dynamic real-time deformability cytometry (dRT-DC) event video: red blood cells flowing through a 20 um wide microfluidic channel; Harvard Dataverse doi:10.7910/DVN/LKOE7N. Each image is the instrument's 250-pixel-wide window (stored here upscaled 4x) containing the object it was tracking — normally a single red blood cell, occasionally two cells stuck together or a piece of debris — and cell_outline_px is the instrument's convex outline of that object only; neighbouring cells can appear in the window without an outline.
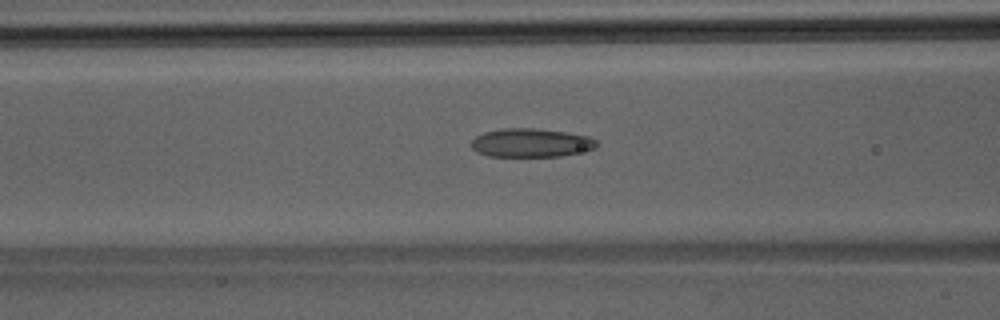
{"species": "Egyptian fruit bat (a non-hibernating species)", "species_latin": "Rousettus aegyptiacus", "temperature_condition": "room temperature", "stored_images_in_passage": 33, "camera_frame_rate_fps": 3000, "um_per_image_px": 0.085, "animal": {"sex": "male"}, "frame": {"image": 1, "passage_image": 7, "time_ms": 2.0, "image_size_px": [1000, 320], "cell_outline_px": [[600, 144], [596, 148], [560, 156], [488, 156], [476, 152], [472, 148], [472, 140], [476, 136], [484, 132], [504, 128], [532, 128], [564, 132], [588, 136], [596, 140]], "centroid_in_image_um": [45.13, 12.14], "position_along_channel_um": 121.5, "area_um2": 20.81}}
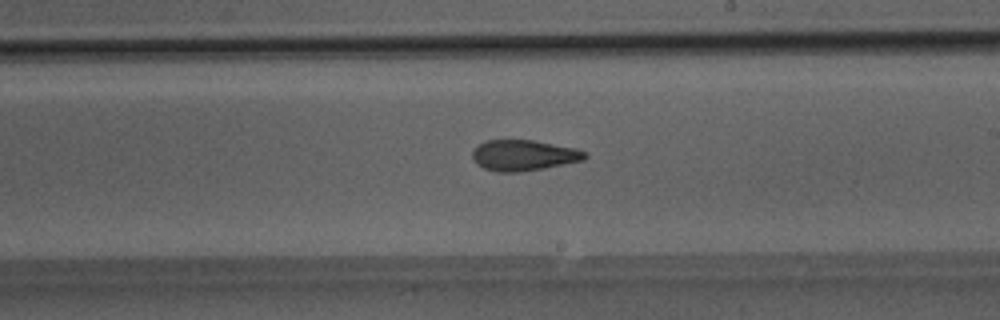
{"frame": {"image": 2, "passage_image": 15, "time_ms": 4.667, "image_size_px": [1000, 320], "cell_outline_px": [[588, 156], [584, 160], [544, 168], [520, 172], [496, 172], [484, 168], [476, 164], [472, 156], [472, 152], [480, 144], [488, 140], [532, 140], [576, 148], [588, 152]], "centroid_in_image_um": [44.54, 13.21], "position_along_channel_um": 244.5, "area_um2": 20.17}}
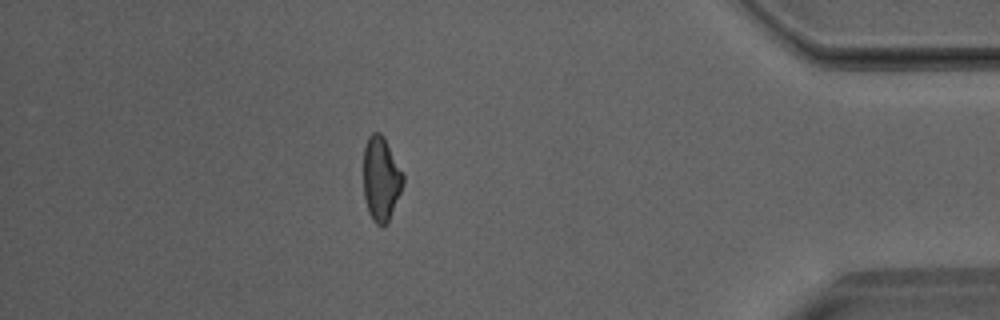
{"frame": {"image": 3, "passage_image": 28, "time_ms": 9.0, "image_size_px": [1000, 320], "cell_outline_px": [[404, 184], [388, 224], [376, 224], [372, 220], [368, 212], [364, 196], [364, 148], [368, 136], [372, 132], [380, 132], [384, 136], [404, 176]], "centroid_in_image_um": [32.39, 15.2], "position_along_channel_um": 402.8, "area_um2": 19.54}}